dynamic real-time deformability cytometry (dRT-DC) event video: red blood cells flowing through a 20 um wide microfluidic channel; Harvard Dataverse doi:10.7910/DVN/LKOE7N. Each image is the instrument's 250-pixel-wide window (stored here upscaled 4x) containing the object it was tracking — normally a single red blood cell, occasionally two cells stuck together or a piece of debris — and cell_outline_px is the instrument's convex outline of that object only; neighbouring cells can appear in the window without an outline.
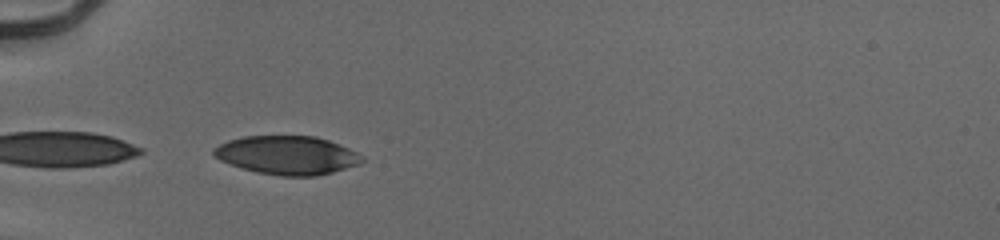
{"species": "human", "species_latin": "Homo sapiens", "temperature_condition": "cold", "stored_images_in_passage": 11, "camera_frame_rate_fps": 3000, "um_per_image_px": 0.085, "donor": {"sex": "male"}, "frame": {"image": 1, "passage_image": 1, "time_ms": 0.0, "image_size_px": [1000, 240], "cell_outline_px": [[368, 160], [360, 164], [332, 172], [316, 176], [280, 176], [256, 172], [240, 168], [228, 164], [220, 160], [212, 152], [212, 148], [228, 140], [244, 136], [316, 136], [328, 140], [348, 148], [364, 156]], "centroid_in_image_um": [24.42, 13.2], "position_along_channel_um": 60.6, "area_um2": 33.58}}
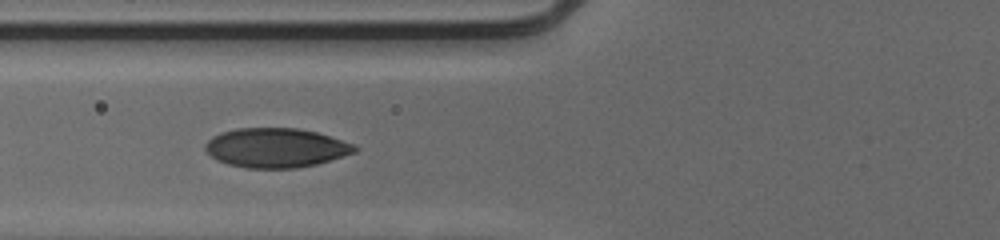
{"frame": {"image": 2, "passage_image": 5, "time_ms": 1.333, "image_size_px": [1000, 240], "cell_outline_px": [[360, 148], [356, 152], [316, 164], [296, 168], [244, 168], [228, 164], [216, 160], [204, 148], [204, 144], [212, 136], [220, 132], [236, 128], [300, 128], [316, 132], [352, 144]], "centroid_in_image_um": [23.41, 12.56], "position_along_channel_um": 102.4, "area_um2": 34.28}}
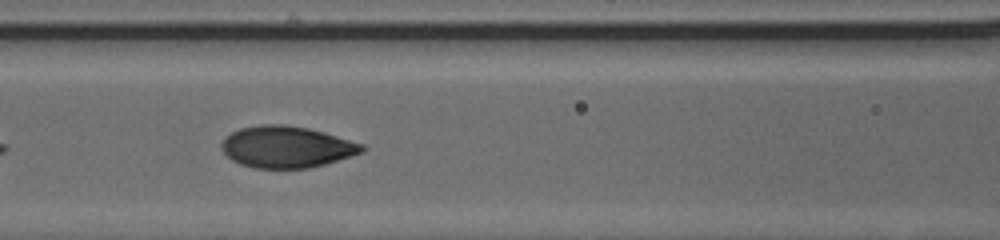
{"frame": {"image": 3, "passage_image": 8, "time_ms": 2.333, "image_size_px": [1000, 240], "cell_outline_px": [[368, 148], [364, 152], [324, 164], [308, 168], [252, 168], [240, 164], [232, 160], [220, 148], [220, 144], [232, 132], [240, 128], [260, 124], [280, 124], [308, 128], [324, 132], [364, 144]], "centroid_in_image_um": [24.37, 12.49], "position_along_channel_um": 142.2, "area_um2": 34.04}}